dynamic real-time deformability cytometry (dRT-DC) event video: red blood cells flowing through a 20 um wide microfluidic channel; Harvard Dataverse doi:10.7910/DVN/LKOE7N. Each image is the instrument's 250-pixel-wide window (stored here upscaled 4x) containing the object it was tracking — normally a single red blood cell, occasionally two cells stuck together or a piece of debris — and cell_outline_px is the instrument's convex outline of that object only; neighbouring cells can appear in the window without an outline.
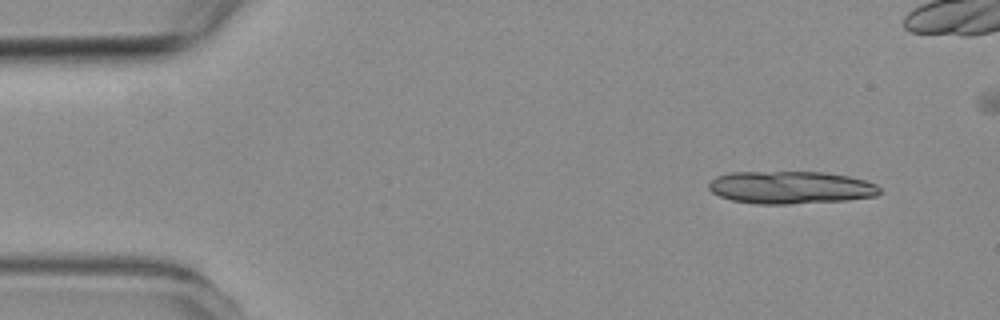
{"species": "common noctule bat (a hibernating species)", "species_latin": "Nyctalus noctula", "temperature_condition": "room temperature", "stored_images_in_passage": 5, "camera_frame_rate_fps": 3000, "um_per_image_px": 0.085, "animal": {"sex": "female", "body_mass_g": 19.3, "forearm_length_mm": 54.1}, "frame": {"image": 1, "passage_image": 1, "time_ms": 0.0, "image_size_px": [1000, 320], "cell_outline_px": [[880, 192], [876, 196], [848, 200], [788, 204], [756, 204], [732, 200], [720, 196], [712, 192], [708, 188], [708, 184], [716, 176], [728, 172], [824, 172], [848, 176], [864, 180], [876, 184], [880, 188]], "centroid_in_image_um": [67.19, 15.93], "position_along_channel_um": 17.8, "area_um2": 32.6}}